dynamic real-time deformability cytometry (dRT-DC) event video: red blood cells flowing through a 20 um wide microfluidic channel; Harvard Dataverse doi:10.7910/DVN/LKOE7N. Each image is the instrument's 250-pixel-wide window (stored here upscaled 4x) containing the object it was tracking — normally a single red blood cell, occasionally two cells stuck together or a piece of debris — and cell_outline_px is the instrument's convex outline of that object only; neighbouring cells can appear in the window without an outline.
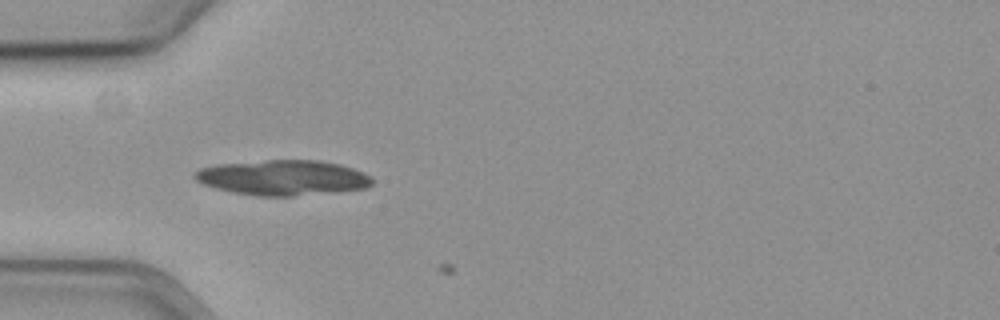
{"species": "common noctule bat (a hibernating species)", "species_latin": "Nyctalus noctula", "temperature_condition": "cold", "stored_images_in_passage": 3, "camera_frame_rate_fps": 3000, "um_per_image_px": 0.085, "animal": {"sex": "female", "body_mass_g": 19.3, "forearm_length_mm": 54.1}, "frame": {"image": 1, "passage_image": 2, "time_ms": 0.333, "image_size_px": [1000, 320], "cell_outline_px": [[372, 184], [364, 188], [292, 196], [256, 196], [232, 192], [216, 188], [204, 184], [196, 180], [192, 176], [200, 168], [216, 164], [264, 160], [320, 160], [340, 164], [364, 172], [372, 176]], "centroid_in_image_um": [24.02, 15.09], "position_along_channel_um": 61.0, "area_um2": 36.36}}